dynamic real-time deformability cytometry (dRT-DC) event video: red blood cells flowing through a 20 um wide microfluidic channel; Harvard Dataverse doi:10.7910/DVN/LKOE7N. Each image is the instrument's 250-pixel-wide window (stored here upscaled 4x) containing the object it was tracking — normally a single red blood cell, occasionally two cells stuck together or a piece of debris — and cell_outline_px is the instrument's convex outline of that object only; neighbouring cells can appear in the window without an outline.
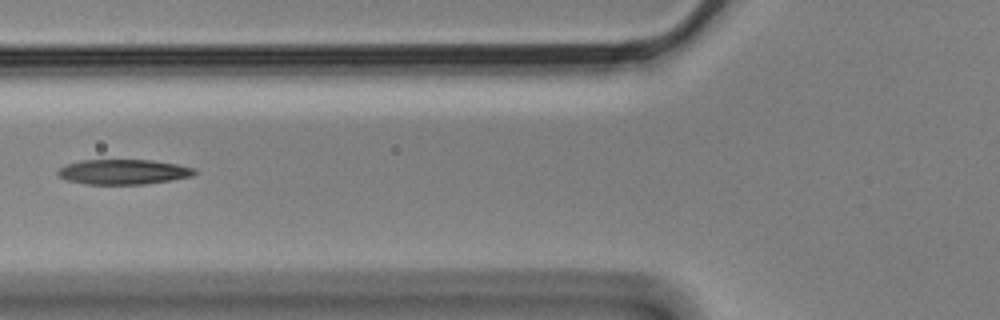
{"species": "Egyptian fruit bat (a non-hibernating species)", "species_latin": "Rousettus aegyptiacus", "temperature_condition": "cold", "stored_images_in_passage": 3, "camera_frame_rate_fps": 3000, "um_per_image_px": 0.085, "animal": {"sex": "male"}, "frame": {"image": 1, "passage_image": 3, "time_ms": 0.667, "image_size_px": [1000, 320], "cell_outline_px": [[200, 172], [192, 176], [172, 180], [144, 184], [88, 184], [68, 180], [60, 176], [56, 172], [60, 168], [68, 164], [80, 160], [152, 160], [176, 164], [196, 168]], "centroid_in_image_um": [10.55, 14.6], "position_along_channel_um": 115.2, "area_um2": 19.88}}